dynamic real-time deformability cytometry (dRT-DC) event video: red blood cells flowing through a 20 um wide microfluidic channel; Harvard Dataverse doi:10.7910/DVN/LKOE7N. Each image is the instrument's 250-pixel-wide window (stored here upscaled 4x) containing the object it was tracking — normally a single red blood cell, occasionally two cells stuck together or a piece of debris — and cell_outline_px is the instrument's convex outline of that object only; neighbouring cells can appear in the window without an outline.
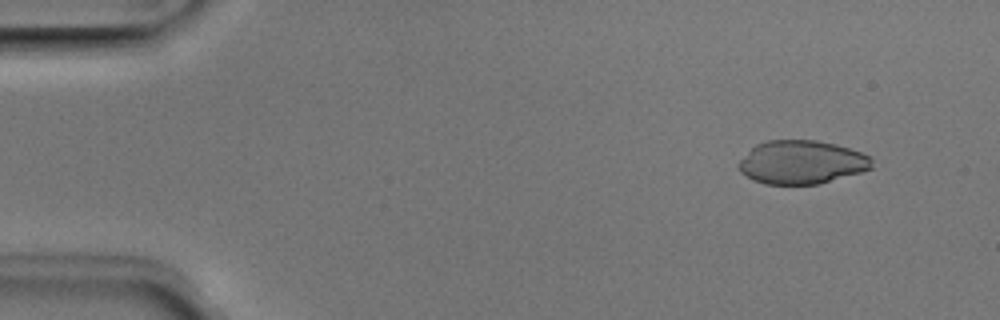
{"species": "Egyptian fruit bat (a non-hibernating species)", "species_latin": "Rousettus aegyptiacus", "temperature_condition": "room temperature", "stored_images_in_passage": 51, "camera_frame_rate_fps": 3000, "um_per_image_px": 0.085, "animal": {"sex": "male"}, "frame": {"image": 1, "passage_image": 5, "time_ms": 1.333, "image_size_px": [1000, 320], "cell_outline_px": [[872, 168], [860, 172], [820, 184], [764, 184], [752, 180], [740, 172], [736, 164], [756, 144], [768, 140], [816, 140], [836, 144], [860, 152], [868, 156], [872, 160]], "centroid_in_image_um": [68.1, 13.79], "position_along_channel_um": 16.9, "area_um2": 33.76}}